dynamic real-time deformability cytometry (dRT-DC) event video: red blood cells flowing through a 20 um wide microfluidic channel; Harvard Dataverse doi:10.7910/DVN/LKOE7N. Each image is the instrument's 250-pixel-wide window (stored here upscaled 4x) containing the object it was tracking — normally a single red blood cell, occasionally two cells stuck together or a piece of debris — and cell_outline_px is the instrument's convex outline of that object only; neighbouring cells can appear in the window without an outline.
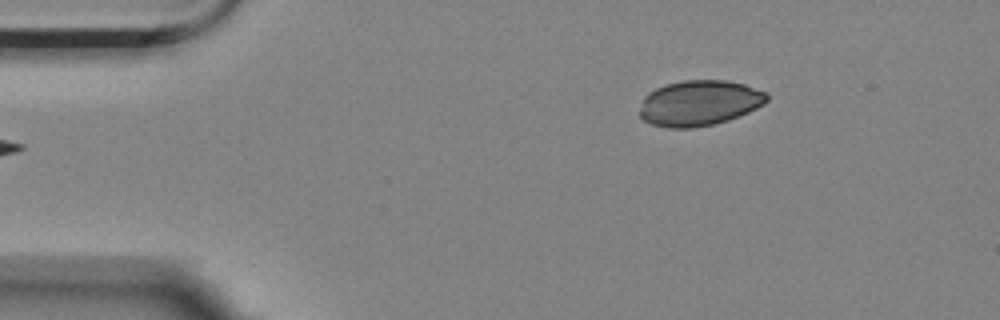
{"species": "Egyptian fruit bat (a non-hibernating species)", "species_latin": "Rousettus aegyptiacus", "temperature_condition": "room temperature", "stored_images_in_passage": 5, "camera_frame_rate_fps": 3000, "um_per_image_px": 0.085, "animal": {"sex": "female"}, "frame": {"image": 1, "passage_image": 5, "time_ms": 1.333, "image_size_px": [1000, 320], "cell_outline_px": [[768, 100], [764, 104], [748, 112], [728, 120], [712, 124], [692, 128], [668, 128], [652, 124], [644, 120], [640, 116], [640, 108], [644, 96], [648, 92], [664, 84], [680, 80], [728, 80], [744, 84], [768, 92]], "centroid_in_image_um": [59.44, 8.74], "position_along_channel_um": 25.6, "area_um2": 33.93}}